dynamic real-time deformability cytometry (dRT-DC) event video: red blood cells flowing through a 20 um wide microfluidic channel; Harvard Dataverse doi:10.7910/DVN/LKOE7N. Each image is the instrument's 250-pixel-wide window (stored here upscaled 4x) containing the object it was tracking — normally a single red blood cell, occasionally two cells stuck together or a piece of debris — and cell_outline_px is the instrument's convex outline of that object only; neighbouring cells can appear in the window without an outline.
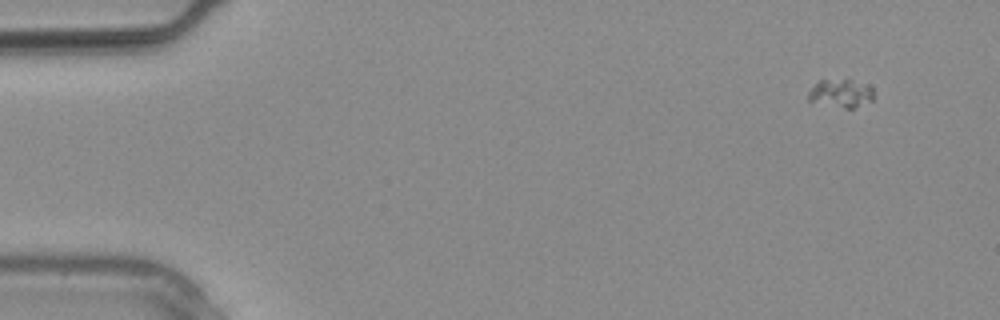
{"species": "common noctule bat (a hibernating species)", "species_latin": "Nyctalus noctula", "temperature_condition": "warm", "stored_images_in_passage": 3, "camera_frame_rate_fps": 3000, "um_per_image_px": 0.085, "animal": {"sex": "male", "body_mass_g": 20.4}, "frame": {"image": 1, "passage_image": 1, "time_ms": 0.0, "image_size_px": [1000, 320], "cell_outline_px": [[872, 100], [852, 108], [844, 108], [808, 100], [808, 92], [820, 80], [852, 80], [872, 88]], "centroid_in_image_um": [71.45, 7.94], "position_along_channel_um": 13.5, "area_um2": 10.23}}